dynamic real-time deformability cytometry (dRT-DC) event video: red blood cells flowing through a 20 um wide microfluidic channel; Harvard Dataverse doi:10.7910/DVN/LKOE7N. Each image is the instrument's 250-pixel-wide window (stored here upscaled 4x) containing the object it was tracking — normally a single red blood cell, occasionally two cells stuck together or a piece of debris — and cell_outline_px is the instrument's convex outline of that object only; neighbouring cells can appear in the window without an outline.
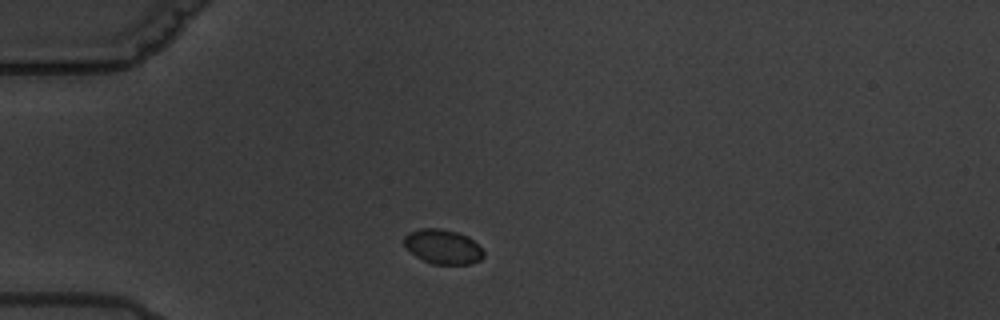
{"species": "common noctule bat (a hibernating species)", "species_latin": "Nyctalus noctula", "temperature_condition": "warm", "stored_images_in_passage": 4, "camera_frame_rate_fps": 3000, "um_per_image_px": 0.085, "animal": {"sex": "male", "body_mass_g": 19.5, "forearm_length_mm": 54.6}, "frame": {"image": 1, "passage_image": 1, "time_ms": 0.0, "image_size_px": [1000, 320], "cell_outline_px": [[484, 256], [480, 260], [468, 264], [432, 264], [416, 256], [404, 244], [404, 236], [408, 232], [420, 228], [440, 228], [456, 232], [468, 236], [484, 252]], "centroid_in_image_um": [37.63, 20.96], "position_along_channel_um": 47.4, "area_um2": 15.84}}